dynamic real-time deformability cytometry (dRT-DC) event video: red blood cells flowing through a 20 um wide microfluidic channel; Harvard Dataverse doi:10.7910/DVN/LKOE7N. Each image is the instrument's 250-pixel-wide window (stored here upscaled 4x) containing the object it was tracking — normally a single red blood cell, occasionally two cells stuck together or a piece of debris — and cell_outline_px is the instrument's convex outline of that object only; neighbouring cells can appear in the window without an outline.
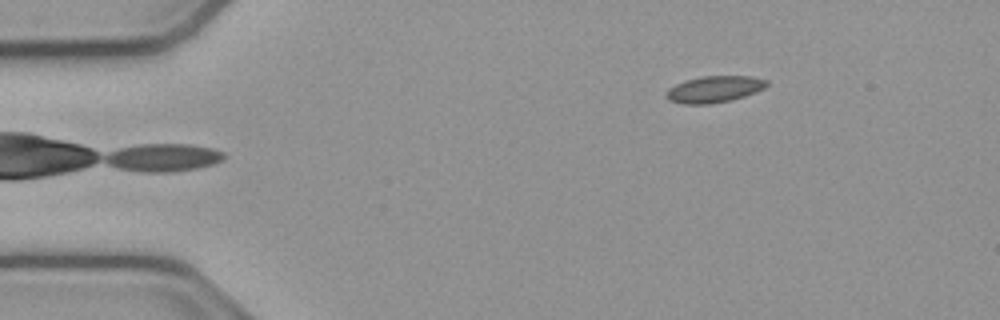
{"species": "common noctule bat (a hibernating species)", "species_latin": "Nyctalus noctula", "temperature_condition": "cold", "stored_images_in_passage": 47, "camera_frame_rate_fps": 3000, "um_per_image_px": 0.085, "animal": {"sex": "male", "body_mass_g": 23.1, "forearm_length_mm": 52.7}, "frame": {"image": 1, "passage_image": 1, "time_ms": 0.0, "image_size_px": [1000, 320], "cell_outline_px": [[768, 84], [764, 88], [756, 92], [732, 100], [708, 104], [684, 104], [668, 100], [664, 96], [664, 92], [668, 88], [684, 80], [700, 76], [752, 76], [768, 80]], "centroid_in_image_um": [60.68, 7.58], "position_along_channel_um": 24.3, "area_um2": 15.78}}
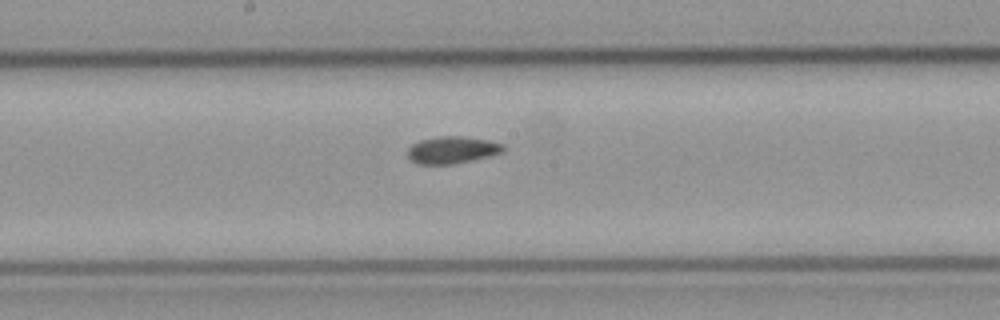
{"frame": {"image": 2, "passage_image": 21, "time_ms": 6.667, "image_size_px": [1000, 320], "cell_outline_px": [[504, 148], [500, 152], [488, 156], [472, 160], [452, 164], [416, 164], [408, 156], [408, 148], [412, 144], [420, 140], [440, 136], [464, 136], [488, 140], [504, 144]], "centroid_in_image_um": [38.41, 12.74], "position_along_channel_um": 209.8, "area_um2": 14.97}}
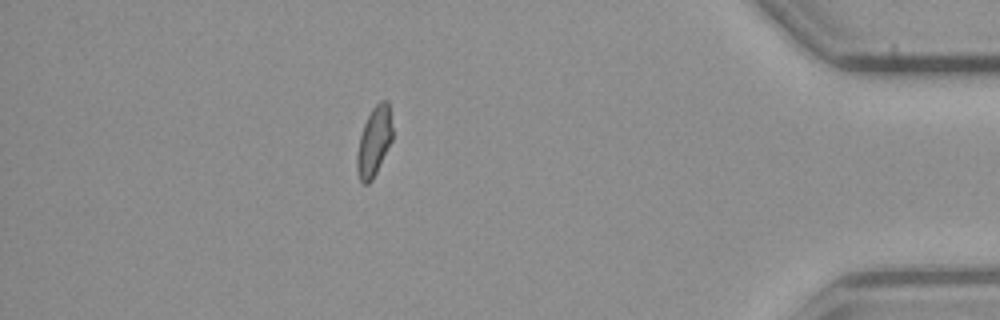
{"frame": {"image": 3, "passage_image": 40, "time_ms": 13.0, "image_size_px": [1000, 320], "cell_outline_px": [[392, 140], [372, 180], [368, 184], [364, 184], [360, 180], [356, 172], [356, 156], [360, 136], [364, 124], [372, 108], [380, 100], [388, 100], [392, 128]], "centroid_in_image_um": [31.78, 12.03], "position_along_channel_um": 403.4, "area_um2": 14.28}, "authors_computed_cell_mechanics": {"area_um2": 14.9702, "velocity_mm_per_s": 3.8199, "shape_relaxation_time_tau1_ms": null, "shape_relaxation_time_tau2_ms": 7.4909, "deformation_change_tau1": null, "deformation_change_tau2": 0.0913}}